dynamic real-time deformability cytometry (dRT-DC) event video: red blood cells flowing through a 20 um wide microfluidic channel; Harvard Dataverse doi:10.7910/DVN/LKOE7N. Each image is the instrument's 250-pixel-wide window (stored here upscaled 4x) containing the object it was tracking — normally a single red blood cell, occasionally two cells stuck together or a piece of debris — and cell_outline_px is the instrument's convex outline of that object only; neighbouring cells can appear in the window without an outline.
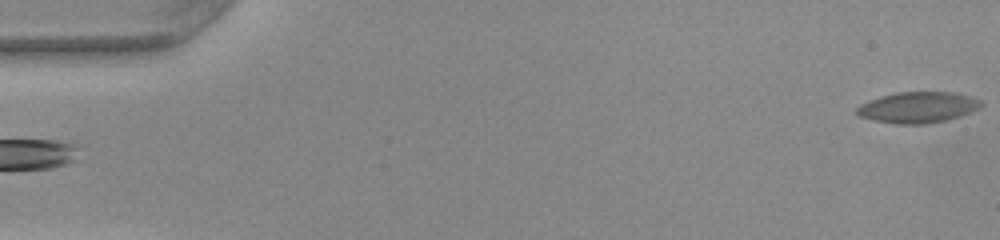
{"species": "common noctule bat (a hibernating species)", "species_latin": "Nyctalus noctula", "temperature_condition": "warm", "stored_images_in_passage": 52, "camera_frame_rate_fps": 3000, "um_per_image_px": 0.085, "animal": {"sex": "female", "body_mass_g": 22.0, "forearm_length_mm": 56.7}, "frame": {"image": 1, "passage_image": 1, "time_ms": 0.0, "image_size_px": [1000, 240], "cell_outline_px": [[984, 104], [960, 116], [944, 120], [924, 124], [896, 124], [872, 120], [860, 116], [856, 112], [856, 108], [860, 104], [868, 100], [880, 96], [896, 92], [956, 92], [972, 96], [980, 100]], "centroid_in_image_um": [77.99, 9.11], "position_along_channel_um": 7.0, "area_um2": 22.43}}
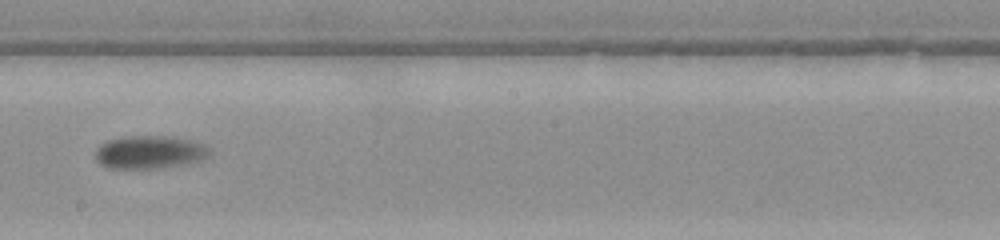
{"frame": {"image": 2, "passage_image": 30, "time_ms": 9.667, "image_size_px": [1000, 240], "cell_outline_px": [[212, 152], [208, 156], [200, 160], [184, 164], [160, 168], [112, 168], [100, 164], [96, 160], [96, 148], [100, 144], [108, 140], [128, 136], [168, 136], [192, 140], [208, 144]], "centroid_in_image_um": [12.76, 12.92], "position_along_channel_um": 235.4, "area_um2": 22.14}}
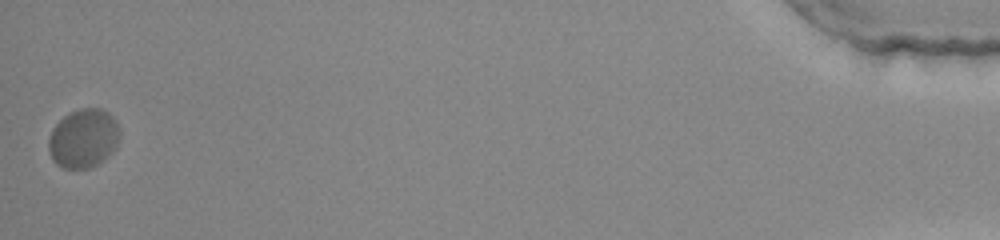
{"frame": {"image": 3, "passage_image": 52, "time_ms": 17.0, "image_size_px": [1000, 240], "cell_outline_px": [[120, 132], [116, 148], [112, 152], [96, 164], [88, 168], [60, 168], [52, 160], [48, 148], [48, 140], [52, 128], [68, 112], [80, 108], [100, 108], [108, 112], [116, 120], [120, 128]], "centroid_in_image_um": [7.08, 11.75], "position_along_channel_um": 428.1, "area_um2": 24.62}, "authors_computed_cell_mechanics": {"area_um2": 22.0218, "velocity_mm_per_s": 3.9385, "shape_relaxation_time_tau1_ms": 2.1925, "shape_relaxation_time_tau2_ms": null, "deformation_change_tau1": 0.1185, "deformation_change_tau2": null}}